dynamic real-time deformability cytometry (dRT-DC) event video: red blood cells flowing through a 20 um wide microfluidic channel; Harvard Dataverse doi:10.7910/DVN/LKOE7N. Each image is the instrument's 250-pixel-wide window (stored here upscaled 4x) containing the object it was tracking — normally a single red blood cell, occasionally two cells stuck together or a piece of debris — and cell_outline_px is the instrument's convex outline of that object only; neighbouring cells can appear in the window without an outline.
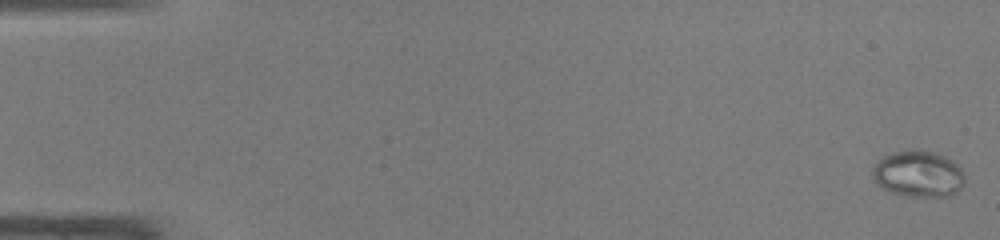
{"species": "common noctule bat (a hibernating species)", "species_latin": "Nyctalus noctula", "temperature_condition": "warm", "stored_images_in_passage": 48, "camera_frame_rate_fps": 3000, "um_per_image_px": 0.085, "animal": {"sex": "male", "body_mass_g": 19.0, "forearm_length_mm": 50.8}, "frame": {"image": 1, "passage_image": 1, "time_ms": 0.0, "image_size_px": [1000, 240], "cell_outline_px": [[964, 184], [952, 196], [912, 196], [892, 192], [880, 188], [876, 184], [872, 176], [872, 168], [884, 156], [892, 152], [908, 148], [916, 148], [932, 152], [944, 156], [952, 160], [960, 168], [964, 176]], "centroid_in_image_um": [78.03, 14.76], "position_along_channel_um": 7.0, "area_um2": 25.09}}
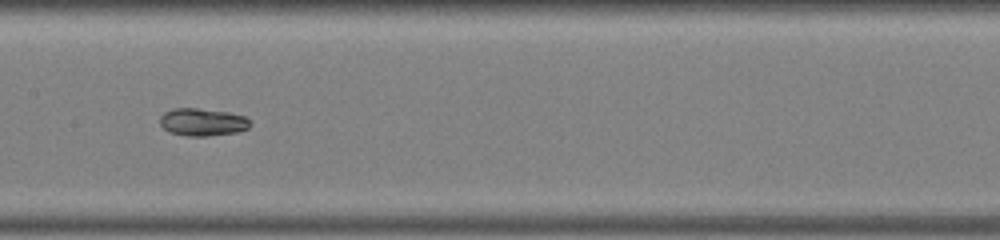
{"frame": {"image": 2, "passage_image": 25, "time_ms": 8.0, "image_size_px": [1000, 240], "cell_outline_px": [[252, 124], [248, 128], [236, 132], [208, 136], [188, 136], [168, 132], [160, 124], [160, 116], [164, 112], [172, 108], [196, 108], [228, 112], [244, 116]], "centroid_in_image_um": [17.19, 10.37], "position_along_channel_um": 190.2, "area_um2": 14.51}}
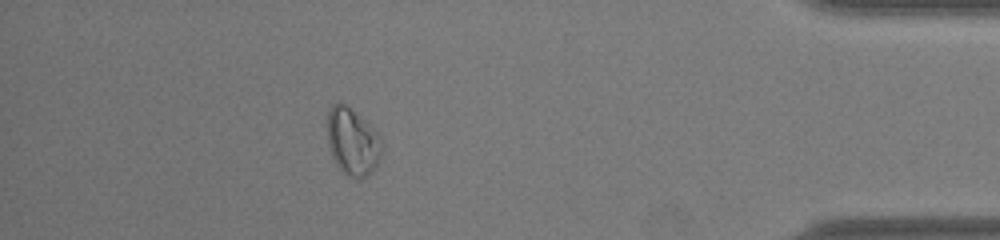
{"frame": {"image": 3, "passage_image": 43, "time_ms": 14.0, "image_size_px": [1000, 240], "cell_outline_px": [[380, 160], [372, 172], [360, 180], [348, 176], [336, 164], [332, 156], [328, 144], [328, 108], [332, 104], [348, 104], [380, 136]], "centroid_in_image_um": [29.95, 12.05], "position_along_channel_um": 405.2, "area_um2": 21.15}}